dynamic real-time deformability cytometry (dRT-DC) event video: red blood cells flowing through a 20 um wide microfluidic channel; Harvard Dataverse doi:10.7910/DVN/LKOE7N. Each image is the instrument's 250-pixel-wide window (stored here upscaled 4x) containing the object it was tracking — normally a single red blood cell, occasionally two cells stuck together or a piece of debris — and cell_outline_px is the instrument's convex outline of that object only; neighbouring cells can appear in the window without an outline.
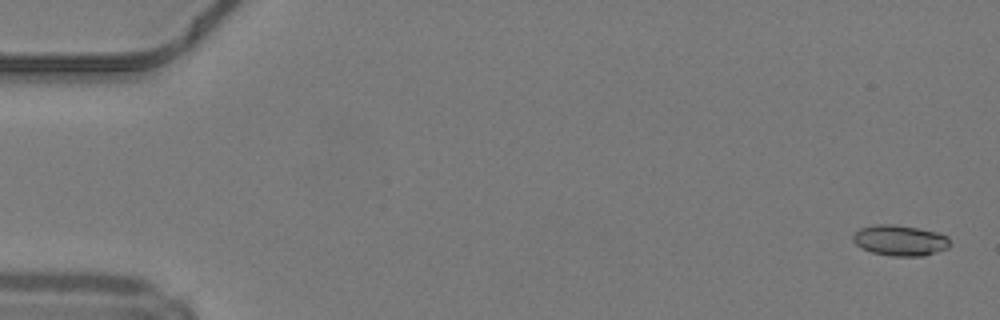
{"species": "common noctule bat (a hibernating species)", "species_latin": "Nyctalus noctula", "temperature_condition": "warm", "stored_images_in_passage": 51, "camera_frame_rate_fps": 3000, "um_per_image_px": 0.085, "animal": {"sex": "male", "body_mass_g": 19.2, "forearm_length_mm": 51.8}, "frame": {"image": 1, "passage_image": 2, "time_ms": 0.333, "image_size_px": [1000, 320], "cell_outline_px": [[948, 248], [924, 256], [892, 256], [872, 252], [856, 244], [852, 240], [852, 236], [860, 228], [876, 224], [892, 224], [916, 228], [936, 232], [948, 236]], "centroid_in_image_um": [76.49, 20.43], "position_along_channel_um": 8.5, "area_um2": 17.11}}
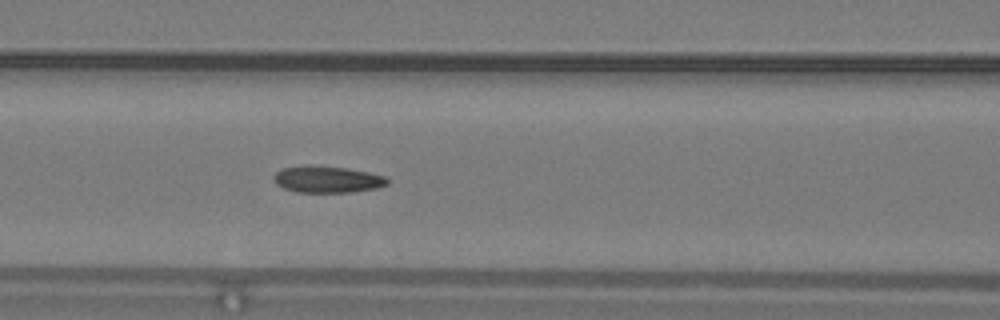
{"frame": {"image": 2, "passage_image": 22, "time_ms": 7.0, "image_size_px": [1000, 320], "cell_outline_px": [[388, 184], [376, 188], [352, 192], [296, 192], [284, 188], [276, 184], [272, 176], [276, 172], [284, 168], [308, 164], [348, 168], [368, 172], [384, 176], [388, 180]], "centroid_in_image_um": [27.79, 15.24], "position_along_channel_um": 138.8, "area_um2": 17.74}}
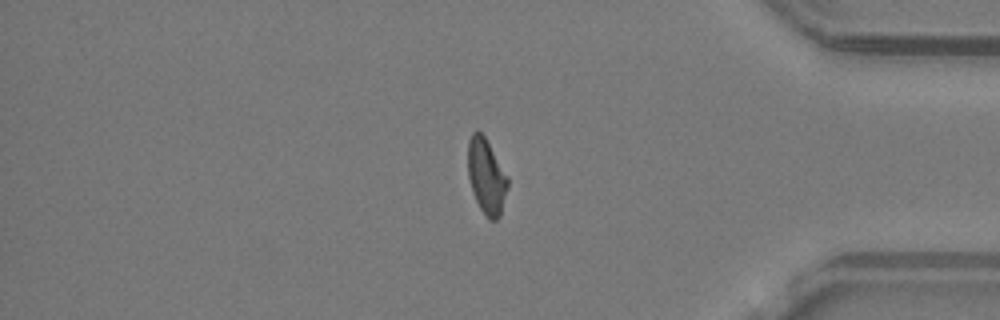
{"frame": {"image": 3, "passage_image": 42, "time_ms": 13.667, "image_size_px": [1000, 320], "cell_outline_px": [[508, 188], [500, 216], [496, 220], [492, 220], [480, 208], [476, 200], [468, 176], [468, 140], [472, 132], [480, 132], [484, 136], [508, 176]], "centroid_in_image_um": [41.35, 14.98], "position_along_channel_um": 393.8, "area_um2": 17.17}, "authors_computed_cell_mechanics": {"area_um2": 17.4556, "velocity_mm_per_s": 4.2177, "shape_relaxation_time_tau1_ms": null, "shape_relaxation_time_tau2_ms": 2.1407, "deformation_change_tau1": null, "deformation_change_tau2": 0.0931}}